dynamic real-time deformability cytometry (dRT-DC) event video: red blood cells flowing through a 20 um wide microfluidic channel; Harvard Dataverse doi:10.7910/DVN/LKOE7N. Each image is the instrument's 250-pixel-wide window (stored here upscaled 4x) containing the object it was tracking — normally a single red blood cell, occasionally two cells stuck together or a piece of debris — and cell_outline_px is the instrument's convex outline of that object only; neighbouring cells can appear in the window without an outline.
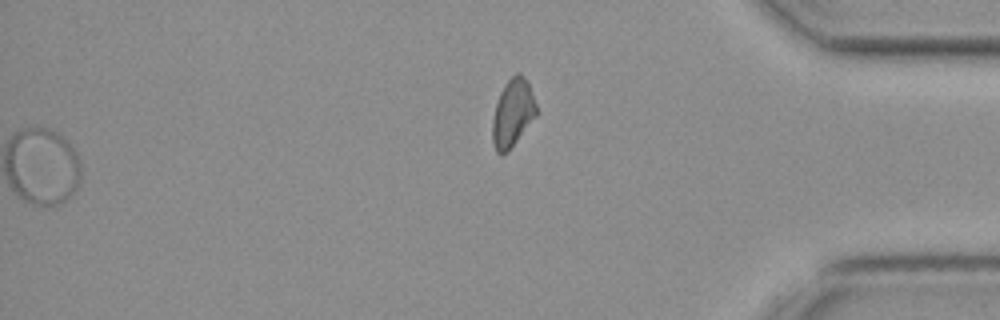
{"species": "common noctule bat (a hibernating species)", "species_latin": "Nyctalus noctula", "temperature_condition": "cold", "stored_images_in_passage": 49, "segment_of_instrument_passage": [2, 2], "camera_frame_rate_fps": 3000, "um_per_image_px": 0.085, "animal": {"sex": "female", "body_mass_g": 19.3, "forearm_length_mm": 54.1}, "frame": {"image": 1, "passage_image": 49, "time_ms": 16.0, "image_size_px": [1000, 320], "cell_outline_px": [[536, 116], [508, 152], [496, 152], [492, 144], [492, 120], [496, 104], [500, 92], [504, 84], [516, 72], [520, 72], [524, 76], [528, 84], [536, 104]], "centroid_in_image_um": [43.56, 9.6], "position_along_channel_um": 391.6, "area_um2": 17.22}}